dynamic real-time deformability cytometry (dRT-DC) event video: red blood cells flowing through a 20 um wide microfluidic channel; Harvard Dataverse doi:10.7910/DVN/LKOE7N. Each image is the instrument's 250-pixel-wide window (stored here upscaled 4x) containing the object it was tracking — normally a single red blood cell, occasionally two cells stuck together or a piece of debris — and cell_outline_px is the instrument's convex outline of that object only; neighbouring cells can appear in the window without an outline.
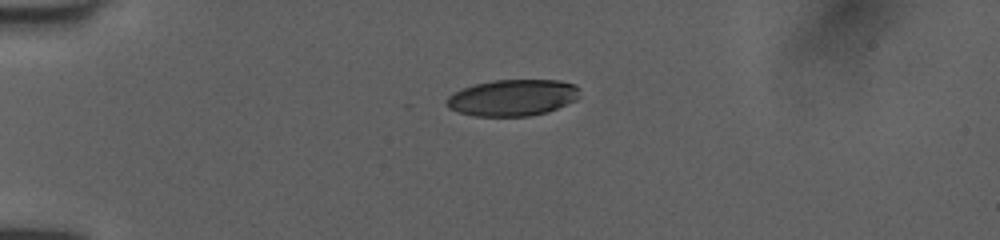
{"species": "human", "species_latin": "Homo sapiens", "temperature_condition": "room temperature", "stored_images_in_passage": 7, "camera_frame_rate_fps": 3000, "um_per_image_px": 0.085, "donor": {"sex": "female"}, "frame": {"image": 1, "passage_image": 1, "time_ms": 0.0, "image_size_px": [1000, 240], "cell_outline_px": [[576, 100], [556, 108], [544, 112], [528, 116], [476, 116], [460, 112], [448, 108], [448, 96], [460, 88], [492, 80], [560, 80], [576, 84]], "centroid_in_image_um": [43.54, 8.29], "position_along_channel_um": 41.5, "area_um2": 27.86}}
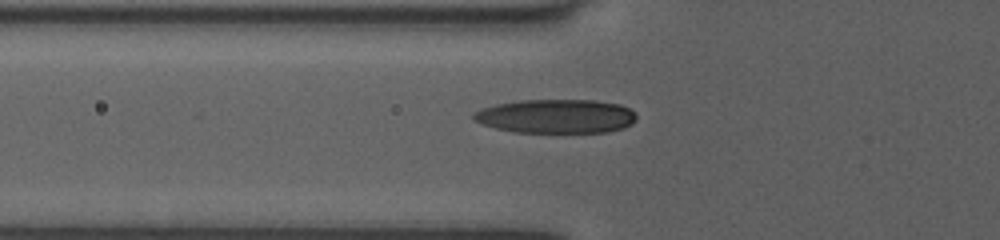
{"frame": {"image": 2, "passage_image": 6, "time_ms": 1.667, "image_size_px": [1000, 240], "cell_outline_px": [[636, 120], [632, 124], [624, 128], [604, 132], [516, 132], [496, 128], [484, 124], [476, 120], [472, 116], [476, 112], [484, 108], [496, 104], [520, 100], [596, 100], [620, 104], [628, 108], [636, 116]], "centroid_in_image_um": [47.31, 9.87], "position_along_channel_um": 78.5, "area_um2": 31.96}}